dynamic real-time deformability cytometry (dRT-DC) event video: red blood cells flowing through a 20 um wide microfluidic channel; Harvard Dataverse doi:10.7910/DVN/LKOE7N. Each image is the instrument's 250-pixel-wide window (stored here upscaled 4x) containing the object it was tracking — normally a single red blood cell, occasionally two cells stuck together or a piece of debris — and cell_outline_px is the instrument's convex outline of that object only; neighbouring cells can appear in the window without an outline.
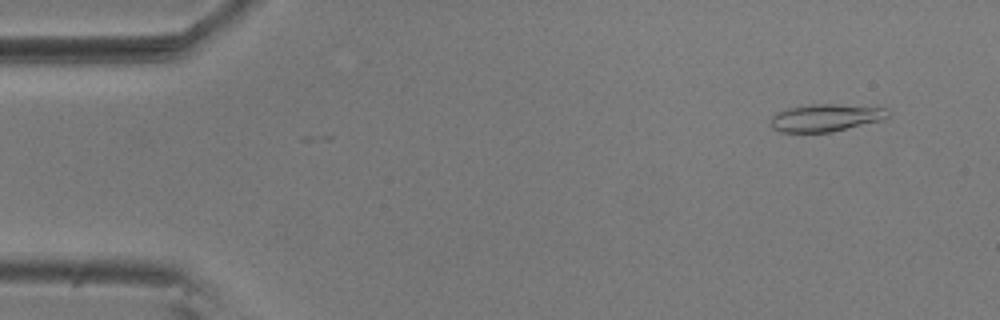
{"species": "common noctule bat (a hibernating species)", "species_latin": "Nyctalus noctula", "temperature_condition": "room temperature", "stored_images_in_passage": 54, "camera_frame_rate_fps": 3000, "um_per_image_px": 0.085, "animal": {"sex": "male", "body_mass_g": 20.5, "forearm_length_mm": 52.5}, "frame": {"image": 1, "passage_image": 4, "time_ms": 1.0, "image_size_px": [1000, 320], "cell_outline_px": [[892, 116], [884, 120], [832, 132], [780, 132], [772, 128], [772, 116], [776, 112], [788, 108], [808, 104], [836, 104], [888, 108], [892, 112]], "centroid_in_image_um": [70.26, 10.0], "position_along_channel_um": 14.7, "area_um2": 19.07}}
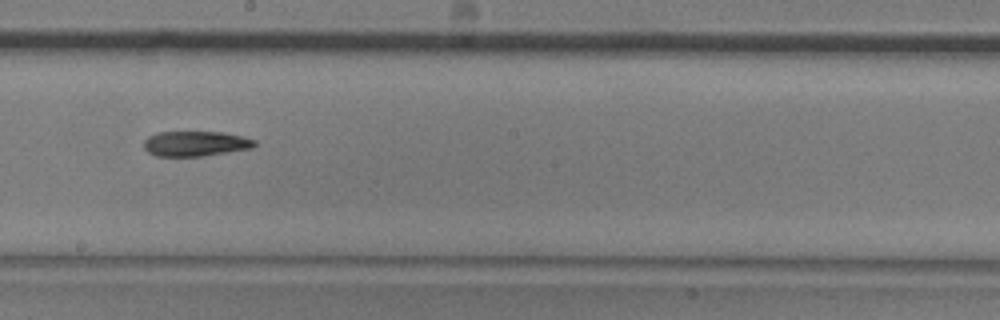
{"frame": {"image": 2, "passage_image": 30, "time_ms": 9.667, "image_size_px": [1000, 320], "cell_outline_px": [[256, 144], [252, 148], [228, 152], [200, 156], [156, 156], [148, 152], [144, 148], [144, 140], [148, 136], [156, 132], [224, 132], [256, 140]], "centroid_in_image_um": [16.59, 12.2], "position_along_channel_um": 231.6, "area_um2": 16.18}}
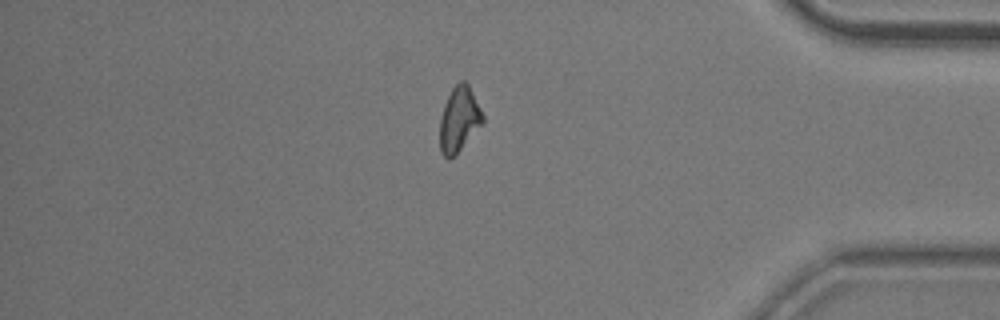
{"frame": {"image": 3, "passage_image": 46, "time_ms": 15.0, "image_size_px": [1000, 320], "cell_outline_px": [[484, 124], [456, 156], [448, 160], [440, 152], [440, 116], [444, 104], [452, 88], [460, 80], [464, 80], [468, 84], [484, 116]], "centroid_in_image_um": [39.03, 10.2], "position_along_channel_um": 396.2, "area_um2": 16.65}, "authors_computed_cell_mechanics": {"area_um2": 16.9643, "velocity_mm_per_s": 3.677, "shape_relaxation_time_tau1_ms": 8.1856, "shape_relaxation_time_tau2_ms": null, "deformation_change_tau1": 0.1657, "deformation_change_tau2": null}}